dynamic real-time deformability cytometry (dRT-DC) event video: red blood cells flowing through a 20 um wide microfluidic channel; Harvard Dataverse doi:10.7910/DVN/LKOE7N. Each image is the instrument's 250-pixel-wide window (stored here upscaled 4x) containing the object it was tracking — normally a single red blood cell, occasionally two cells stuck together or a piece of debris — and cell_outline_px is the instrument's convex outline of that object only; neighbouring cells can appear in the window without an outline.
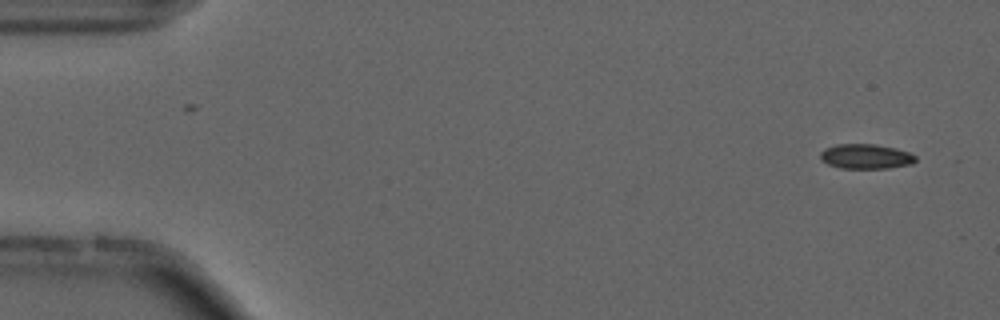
{"species": "common noctule bat (a hibernating species)", "species_latin": "Nyctalus noctula", "temperature_condition": "cold", "stored_images_in_passage": 23, "camera_frame_rate_fps": 3000, "um_per_image_px": 0.085, "animal": {"sex": "male", "forearm_length_mm": 52.5}, "frame": {"image": 1, "passage_image": 2, "time_ms": 0.333, "image_size_px": [1000, 320], "cell_outline_px": [[916, 160], [912, 164], [888, 168], [840, 168], [828, 164], [820, 160], [820, 152], [824, 148], [836, 144], [876, 144], [896, 148], [908, 152], [916, 156]], "centroid_in_image_um": [73.57, 13.29], "position_along_channel_um": 11.4, "area_um2": 13.87}}
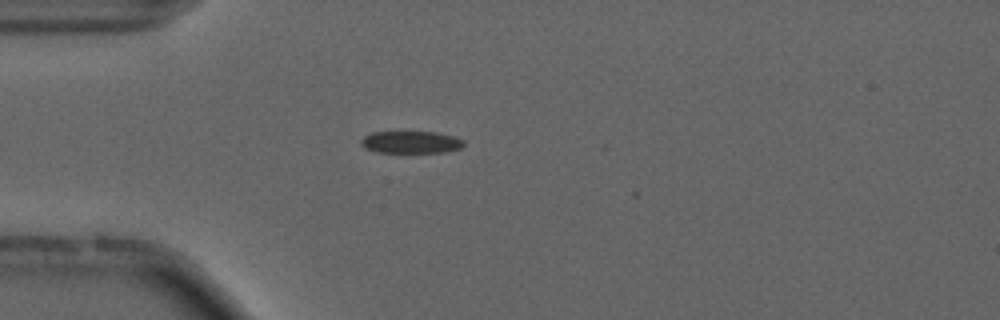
{"frame": {"image": 2, "passage_image": 14, "time_ms": 4.333, "image_size_px": [1000, 320], "cell_outline_px": [[464, 144], [460, 148], [444, 152], [376, 152], [364, 148], [360, 144], [360, 140], [364, 136], [372, 132], [436, 132], [452, 136], [464, 140]], "centroid_in_image_um": [34.89, 12.08], "position_along_channel_um": 50.1, "area_um2": 13.24}}